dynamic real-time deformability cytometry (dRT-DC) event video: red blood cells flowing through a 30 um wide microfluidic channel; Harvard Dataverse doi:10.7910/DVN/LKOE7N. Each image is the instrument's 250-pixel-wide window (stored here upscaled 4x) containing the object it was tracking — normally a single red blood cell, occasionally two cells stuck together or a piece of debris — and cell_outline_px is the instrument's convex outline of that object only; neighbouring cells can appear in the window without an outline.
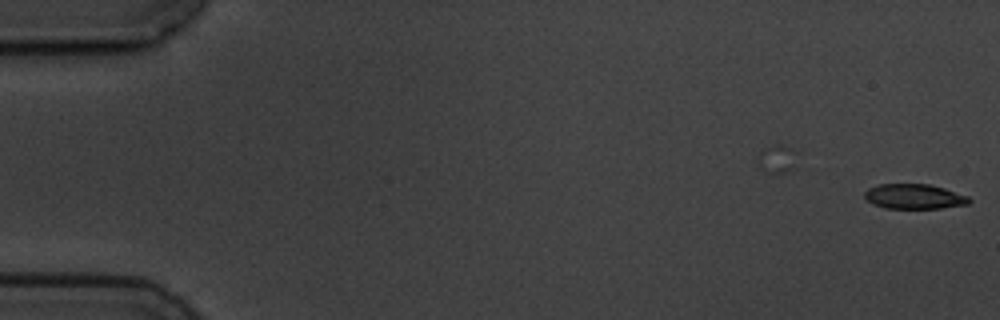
{"species": "common noctule bat (a hibernating species)", "species_latin": "Nyctalus noctula", "temperature_condition": "cold", "stored_images_in_passage": 2, "camera_frame_rate_fps": 3000, "um_per_image_px": 0.085, "animal": {"sex": "male", "body_mass_g": 19.5, "forearm_length_mm": 54.6}, "frame": {"image": 1, "passage_image": 2, "time_ms": 1.0, "image_size_px": [1000, 320], "cell_outline_px": [[972, 200], [968, 204], [940, 208], [884, 208], [872, 204], [864, 196], [864, 192], [868, 188], [880, 184], [928, 184], [944, 188], [968, 196]], "centroid_in_image_um": [77.7, 16.7], "position_along_channel_um": 7.3, "area_um2": 15.14}}